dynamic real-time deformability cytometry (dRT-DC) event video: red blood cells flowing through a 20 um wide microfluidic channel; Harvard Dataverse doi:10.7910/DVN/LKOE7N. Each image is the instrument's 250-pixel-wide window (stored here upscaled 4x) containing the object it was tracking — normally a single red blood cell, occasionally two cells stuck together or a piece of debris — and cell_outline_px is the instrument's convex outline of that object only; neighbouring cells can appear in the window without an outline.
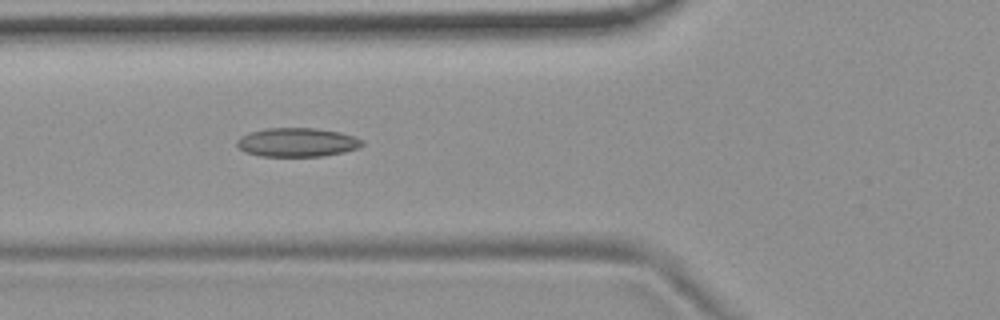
{"species": "common noctule bat (a hibernating species)", "species_latin": "Nyctalus noctula", "temperature_condition": "room temperature", "stored_images_in_passage": 54, "camera_frame_rate_fps": 3000, "um_per_image_px": 0.085, "animal": {"sex": "female", "body_mass_g": 19.9}, "frame": {"image": 1, "passage_image": 20, "time_ms": 6.333, "image_size_px": [1000, 320], "cell_outline_px": [[364, 144], [360, 148], [344, 152], [324, 156], [260, 156], [244, 152], [236, 144], [236, 140], [240, 136], [264, 128], [312, 128], [340, 132], [364, 140]], "centroid_in_image_um": [25.26, 12.1], "position_along_channel_um": 100.5, "area_um2": 21.15}}
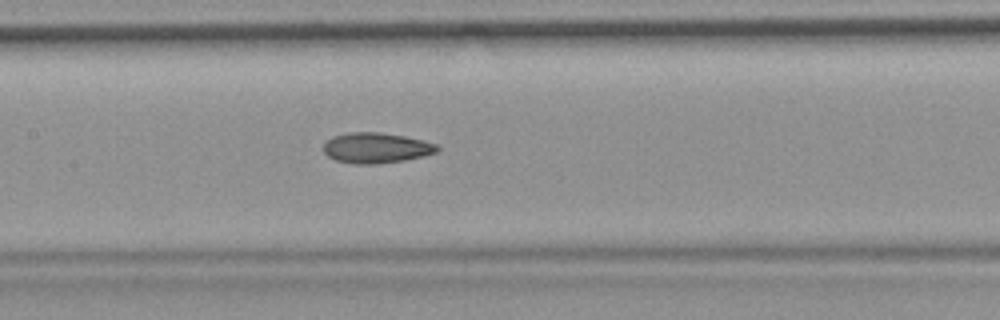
{"frame": {"image": 2, "passage_image": 26, "time_ms": 8.333, "image_size_px": [1000, 320], "cell_outline_px": [[440, 148], [436, 152], [424, 156], [404, 160], [376, 164], [352, 164], [336, 160], [328, 156], [324, 152], [324, 144], [332, 136], [348, 132], [380, 132], [404, 136], [436, 144]], "centroid_in_image_um": [31.95, 12.57], "position_along_channel_um": 175.4, "area_um2": 20.11}}
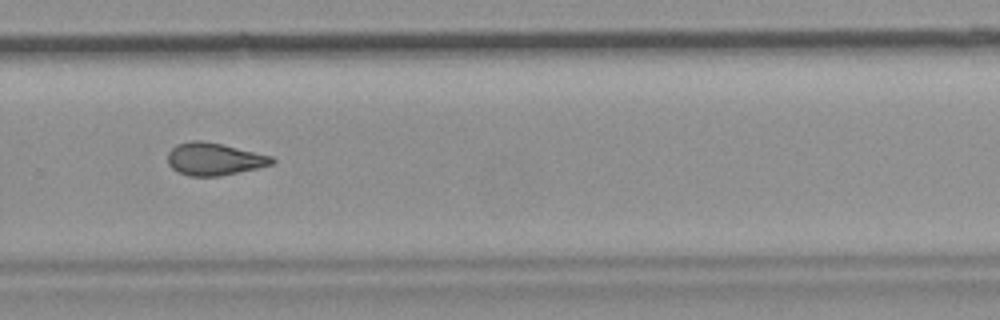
{"frame": {"image": 3, "passage_image": 37, "time_ms": 12.0, "image_size_px": [1000, 320], "cell_outline_px": [[276, 160], [272, 164], [256, 168], [220, 176], [188, 176], [176, 172], [168, 164], [168, 152], [176, 144], [192, 140], [200, 140], [220, 144], [272, 156]], "centroid_in_image_um": [18.16, 13.52], "position_along_channel_um": 311.6, "area_um2": 19.59}, "authors_computed_cell_mechanics": {"area_um2": 20.0566, "velocity_mm_per_s": 3.7338, "shape_relaxation_time_tau1_ms": null, "shape_relaxation_time_tau2_ms": 3.5104, "deformation_change_tau1": null, "deformation_change_tau2": 0.1124}}